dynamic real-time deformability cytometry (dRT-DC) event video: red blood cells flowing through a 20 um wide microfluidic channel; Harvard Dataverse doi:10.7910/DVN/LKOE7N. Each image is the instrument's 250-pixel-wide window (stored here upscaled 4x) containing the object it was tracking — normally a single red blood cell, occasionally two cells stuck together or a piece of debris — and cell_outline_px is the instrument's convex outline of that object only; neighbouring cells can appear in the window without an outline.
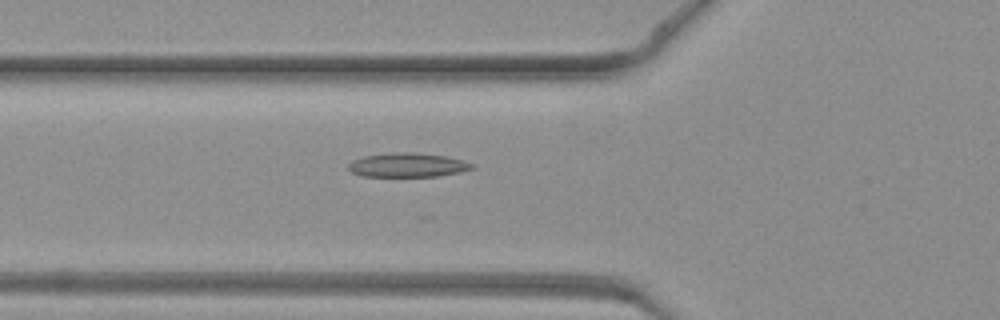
{"species": "common noctule bat (a hibernating species)", "species_latin": "Nyctalus noctula", "temperature_condition": "warm", "stored_images_in_passage": 43, "segment_of_instrument_passage": [1, 2], "camera_frame_rate_fps": 3000, "um_per_image_px": 0.085, "animal": {"sex": "female", "body_mass_g": 19.3, "forearm_length_mm": 54.1}, "frame": {"image": 1, "passage_image": 17, "time_ms": 5.333, "image_size_px": [1000, 320], "cell_outline_px": [[476, 168], [460, 172], [436, 176], [360, 176], [352, 172], [348, 168], [348, 164], [352, 160], [364, 156], [400, 152], [412, 152], [448, 156], [464, 160], [476, 164]], "centroid_in_image_um": [34.7, 14.02], "position_along_channel_um": 91.1, "area_um2": 17.46}}
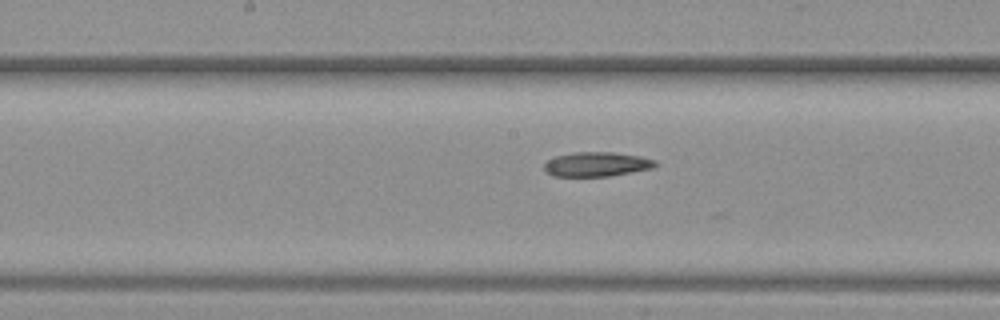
{"frame": {"image": 2, "passage_image": 24, "time_ms": 7.667, "image_size_px": [1000, 320], "cell_outline_px": [[656, 164], [652, 168], [632, 172], [608, 176], [552, 176], [544, 172], [544, 164], [552, 156], [572, 152], [612, 152], [640, 156], [656, 160]], "centroid_in_image_um": [50.65, 13.95], "position_along_channel_um": 197.5, "area_um2": 15.95}}
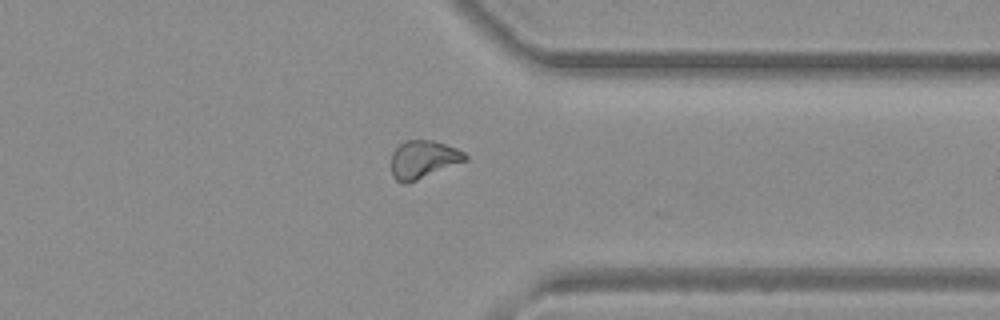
{"frame": {"image": 3, "passage_image": 36, "time_ms": 11.667, "image_size_px": [1000, 320], "cell_outline_px": [[468, 160], [416, 180], [404, 184], [400, 184], [392, 176], [392, 152], [404, 140], [432, 140], [456, 148], [464, 152], [468, 156]], "centroid_in_image_um": [35.97, 13.55], "position_along_channel_um": 375.4, "area_um2": 16.3}}